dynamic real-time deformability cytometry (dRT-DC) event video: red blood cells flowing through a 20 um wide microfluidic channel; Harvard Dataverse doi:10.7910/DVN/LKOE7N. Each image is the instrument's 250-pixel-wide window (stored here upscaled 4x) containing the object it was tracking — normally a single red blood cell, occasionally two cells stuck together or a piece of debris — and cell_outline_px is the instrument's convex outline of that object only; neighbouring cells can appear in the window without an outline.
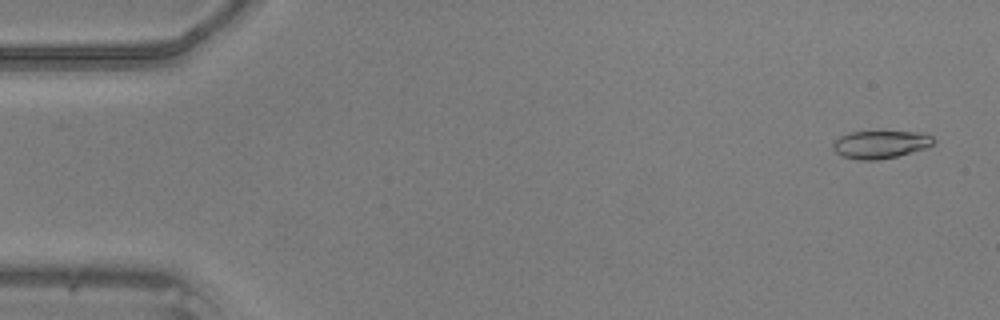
{"species": "common noctule bat (a hibernating species)", "species_latin": "Nyctalus noctula", "temperature_condition": "warm", "stored_images_in_passage": 48, "camera_frame_rate_fps": 3000, "um_per_image_px": 0.085, "animal": {"sex": "male", "body_mass_g": 20.5, "forearm_length_mm": 52.5}, "frame": {"image": 1, "passage_image": 2, "time_ms": 0.333, "image_size_px": [1000, 320], "cell_outline_px": [[936, 140], [932, 144], [924, 148], [896, 156], [876, 160], [856, 160], [840, 156], [832, 148], [832, 144], [840, 136], [848, 132], [920, 132], [932, 136]], "centroid_in_image_um": [74.79, 12.28], "position_along_channel_um": 10.2, "area_um2": 16.18}}
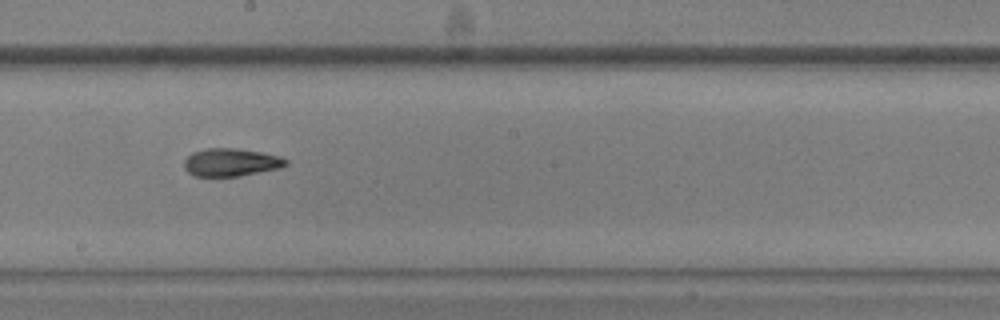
{"frame": {"image": 2, "passage_image": 27, "time_ms": 8.667, "image_size_px": [1000, 320], "cell_outline_px": [[288, 164], [280, 168], [240, 176], [196, 176], [188, 172], [184, 168], [184, 160], [192, 152], [204, 148], [236, 148], [264, 152], [280, 156], [288, 160]], "centroid_in_image_um": [19.65, 13.78], "position_along_channel_um": 228.6, "area_um2": 16.7}}
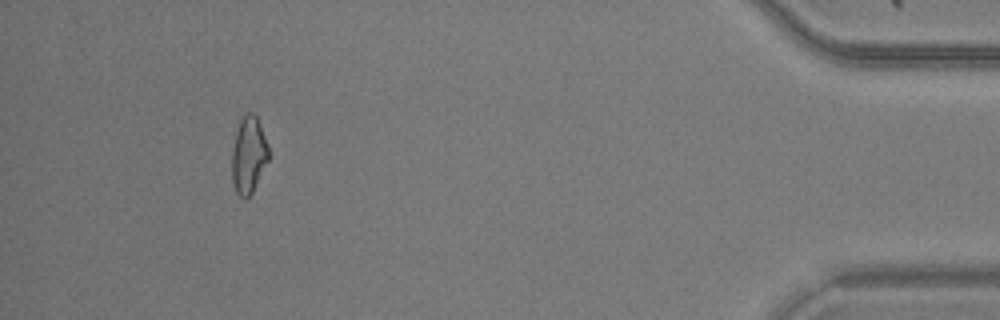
{"frame": {"image": 3, "passage_image": 45, "time_ms": 14.667, "image_size_px": [1000, 320], "cell_outline_px": [[268, 160], [252, 192], [244, 200], [236, 192], [232, 184], [232, 148], [236, 128], [240, 120], [248, 112], [252, 112], [256, 116], [264, 136], [268, 148]], "centroid_in_image_um": [21.1, 13.19], "position_along_channel_um": 414.1, "area_um2": 16.24}}